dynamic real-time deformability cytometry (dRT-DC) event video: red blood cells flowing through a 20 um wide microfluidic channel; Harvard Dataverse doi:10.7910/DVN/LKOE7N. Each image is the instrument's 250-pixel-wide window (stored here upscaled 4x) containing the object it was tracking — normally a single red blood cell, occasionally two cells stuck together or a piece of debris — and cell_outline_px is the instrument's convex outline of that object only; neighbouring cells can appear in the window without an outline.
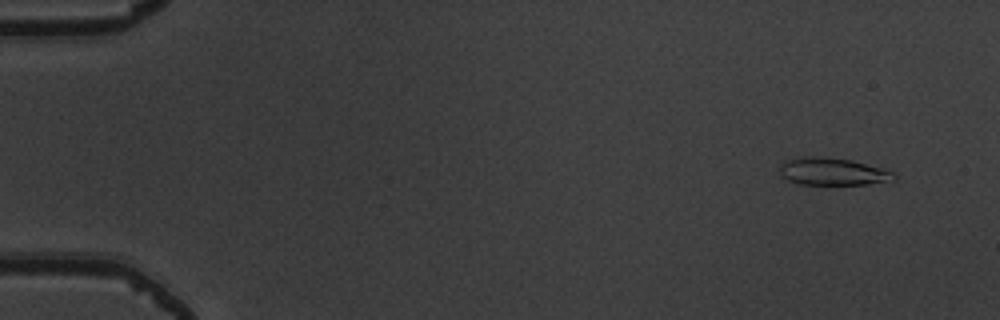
{"species": "common noctule bat (a hibernating species)", "species_latin": "Nyctalus noctula", "temperature_condition": "warm", "stored_images_in_passage": 52, "camera_frame_rate_fps": 3000, "um_per_image_px": 0.085, "animal": {"sex": "male", "body_mass_g": 19.5, "forearm_length_mm": 54.6}, "frame": {"image": 1, "passage_image": 3, "time_ms": 0.667, "image_size_px": [1000, 320], "cell_outline_px": [[896, 180], [868, 184], [800, 184], [788, 180], [780, 176], [780, 164], [784, 160], [804, 156], [820, 156], [852, 160], [884, 168], [896, 172]], "centroid_in_image_um": [70.8, 14.57], "position_along_channel_um": 14.2, "area_um2": 18.55}}
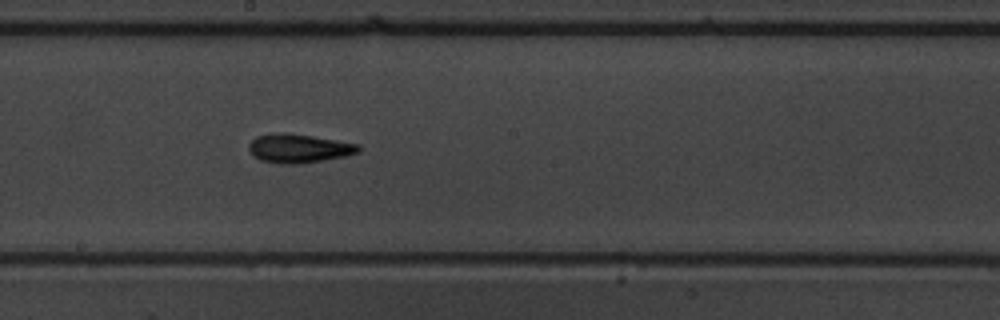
{"frame": {"image": 2, "passage_image": 29, "time_ms": 9.333, "image_size_px": [1000, 320], "cell_outline_px": [[360, 152], [344, 156], [296, 164], [284, 164], [260, 160], [252, 156], [248, 148], [248, 144], [256, 136], [272, 132], [284, 132], [312, 136], [360, 144]], "centroid_in_image_um": [25.35, 12.59], "position_along_channel_um": 222.9, "area_um2": 18.44}}
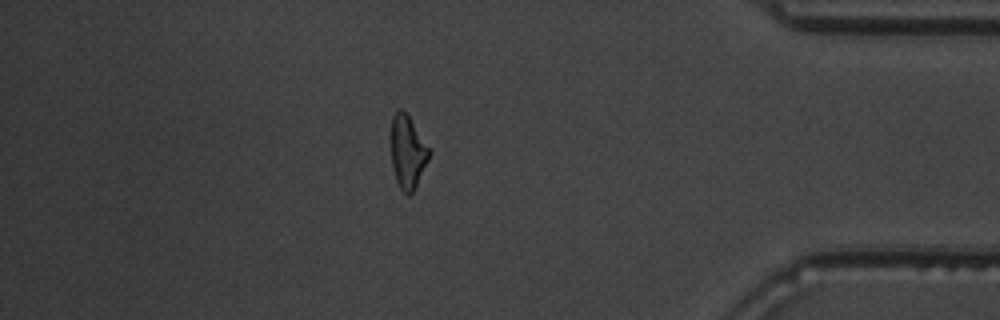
{"frame": {"image": 3, "passage_image": 45, "time_ms": 14.667, "image_size_px": [1000, 320], "cell_outline_px": [[432, 152], [412, 192], [408, 196], [400, 188], [396, 180], [392, 168], [392, 116], [400, 108], [408, 116], [432, 148]], "centroid_in_image_um": [34.68, 12.91], "position_along_channel_um": 400.5, "area_um2": 16.07}}